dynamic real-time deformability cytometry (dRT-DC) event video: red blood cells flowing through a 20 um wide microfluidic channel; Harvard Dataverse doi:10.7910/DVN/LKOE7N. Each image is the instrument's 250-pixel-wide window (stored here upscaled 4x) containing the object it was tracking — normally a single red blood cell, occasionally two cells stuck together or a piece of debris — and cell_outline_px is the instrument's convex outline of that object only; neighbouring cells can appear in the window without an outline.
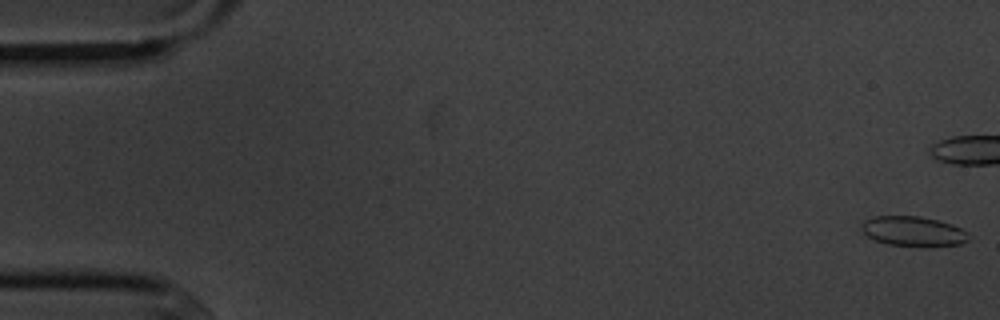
{"species": "common noctule bat (a hibernating species)", "species_latin": "Nyctalus noctula", "temperature_condition": "cold", "stored_images_in_passage": 5, "segment_of_instrument_passage": [2, 2], "camera_frame_rate_fps": 3000, "um_per_image_px": 0.085, "animal": {"sex": "male", "body_mass_g": 20.1, "forearm_length_mm": 53.5}, "frame": {"image": 1, "passage_image": 5, "time_ms": 5.667, "image_size_px": [1000, 320], "cell_outline_px": [[968, 240], [960, 244], [920, 248], [888, 244], [876, 240], [868, 236], [860, 228], [864, 220], [872, 216], [920, 216], [952, 224], [960, 228], [964, 232]], "centroid_in_image_um": [77.59, 19.67], "position_along_channel_um": 7.4, "area_um2": 18.73}}